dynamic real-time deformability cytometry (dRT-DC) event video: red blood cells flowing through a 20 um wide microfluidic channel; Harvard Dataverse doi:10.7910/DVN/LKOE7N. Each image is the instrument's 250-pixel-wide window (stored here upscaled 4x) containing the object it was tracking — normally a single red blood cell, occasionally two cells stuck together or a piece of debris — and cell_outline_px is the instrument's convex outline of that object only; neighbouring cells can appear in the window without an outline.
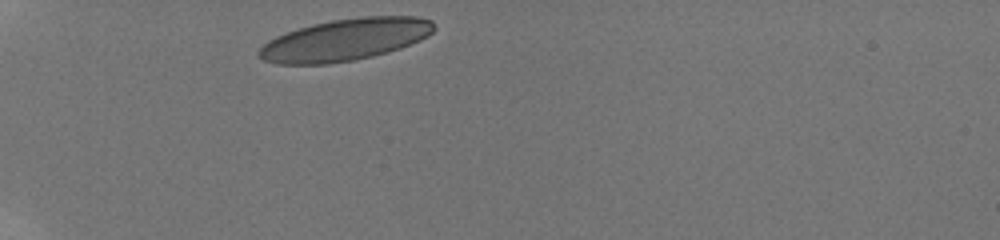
{"species": "human", "species_latin": "Homo sapiens", "temperature_condition": "room temperature", "stored_images_in_passage": 42, "camera_frame_rate_fps": 3000, "um_per_image_px": 0.085, "donor": {"sex": "male"}, "frame": {"image": 1, "passage_image": 1, "time_ms": 0.0, "image_size_px": [1000, 240], "cell_outline_px": [[436, 28], [428, 36], [420, 40], [400, 48], [388, 52], [372, 56], [352, 60], [328, 64], [276, 64], [264, 60], [256, 56], [256, 52], [268, 40], [276, 36], [312, 24], [332, 20], [364, 16], [416, 16], [432, 20]], "centroid_in_image_um": [29.34, 3.37], "position_along_channel_um": 55.7, "area_um2": 42.77}}
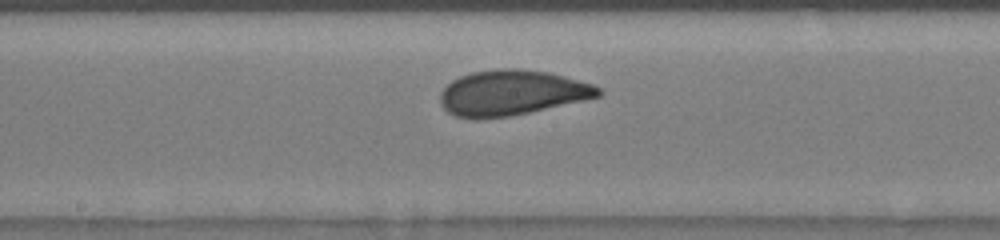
{"frame": {"image": 2, "passage_image": 17, "time_ms": 4.667, "image_size_px": [1000, 240], "cell_outline_px": [[604, 92], [600, 96], [528, 112], [508, 116], [480, 120], [472, 120], [456, 116], [448, 112], [440, 104], [440, 92], [452, 80], [460, 76], [472, 72], [500, 68], [516, 68], [548, 72], [564, 76], [592, 84], [600, 88]], "centroid_in_image_um": [43.45, 7.89], "position_along_channel_um": 204.7, "area_um2": 41.67}}
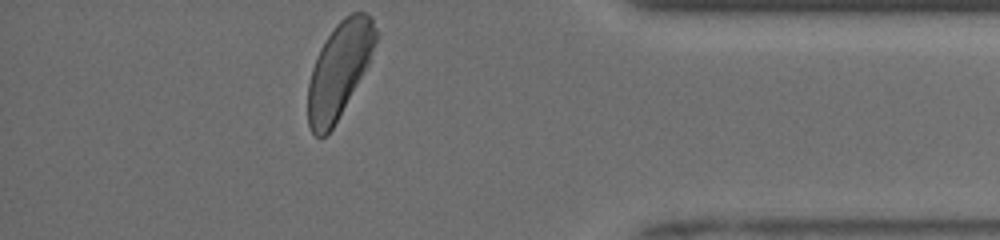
{"frame": {"image": 3, "passage_image": 41, "time_ms": 10.333, "image_size_px": [1000, 240], "cell_outline_px": [[376, 40], [368, 64], [332, 128], [324, 136], [316, 136], [312, 132], [308, 124], [308, 84], [312, 68], [316, 56], [320, 48], [336, 24], [344, 16], [352, 12], [364, 12], [372, 16], [376, 28]], "centroid_in_image_um": [28.82, 5.9], "position_along_channel_um": 406.4, "area_um2": 36.93}, "authors_computed_cell_mechanics": {"area_um2": 40.1132, "velocity_mm_per_s": 3.9196, "shape_relaxation_time_tau1_ms": 2.9628, "shape_relaxation_time_tau2_ms": null, "deformation_change_tau1": 0.1167, "deformation_change_tau2": null}}